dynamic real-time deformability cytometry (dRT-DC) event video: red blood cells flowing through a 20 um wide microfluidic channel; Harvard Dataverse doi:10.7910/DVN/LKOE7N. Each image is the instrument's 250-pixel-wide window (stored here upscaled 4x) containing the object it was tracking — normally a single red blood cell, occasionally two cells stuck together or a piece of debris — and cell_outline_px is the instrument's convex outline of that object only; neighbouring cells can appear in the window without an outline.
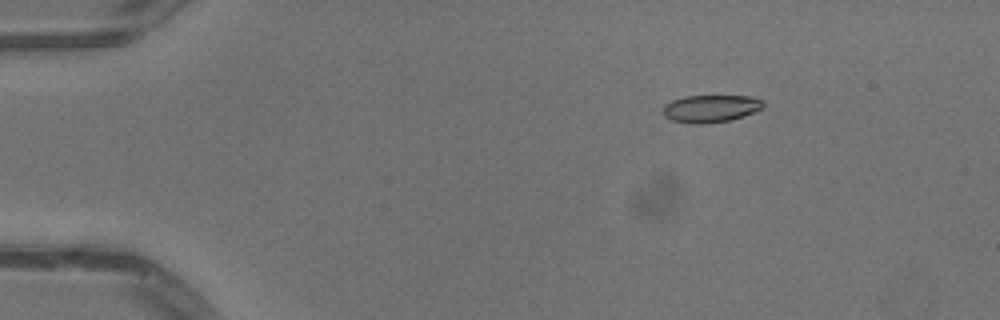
{"species": "common noctule bat (a hibernating species)", "species_latin": "Nyctalus noctula", "temperature_condition": "warm", "stored_images_in_passage": 44, "camera_frame_rate_fps": 3000, "um_per_image_px": 0.085, "animal": {"sex": "male", "body_mass_g": 13.3}, "frame": {"image": 1, "passage_image": 1, "time_ms": 0.0, "image_size_px": [1000, 320], "cell_outline_px": [[764, 108], [744, 116], [728, 120], [704, 124], [688, 124], [672, 120], [664, 116], [664, 104], [672, 100], [684, 96], [752, 96], [764, 100]], "centroid_in_image_um": [60.43, 9.22], "position_along_channel_um": 24.6, "area_um2": 16.18}}
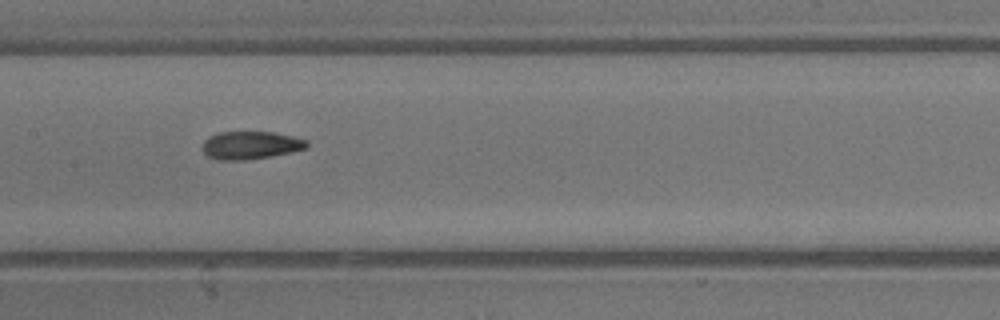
{"frame": {"image": 2, "passage_image": 19, "time_ms": 6.0, "image_size_px": [1000, 320], "cell_outline_px": [[308, 148], [292, 152], [272, 156], [244, 160], [220, 160], [208, 156], [204, 152], [204, 140], [208, 136], [220, 132], [272, 132], [292, 136], [308, 140]], "centroid_in_image_um": [21.34, 12.34], "position_along_channel_um": 186.1, "area_um2": 16.94}}
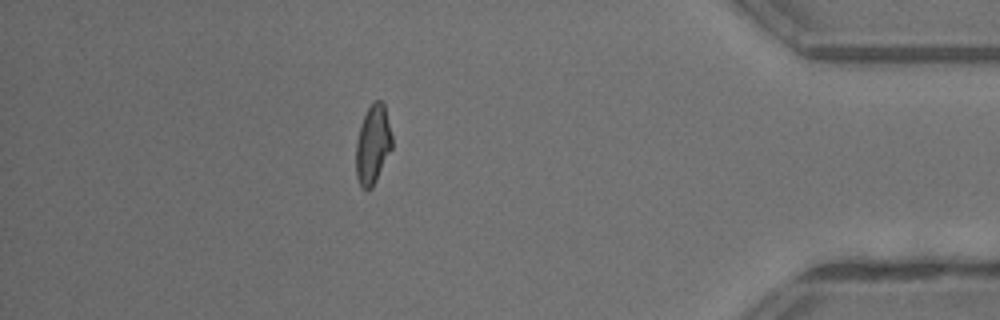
{"frame": {"image": 3, "passage_image": 38, "time_ms": 12.333, "image_size_px": [1000, 320], "cell_outline_px": [[392, 148], [372, 188], [368, 192], [360, 188], [356, 176], [356, 140], [360, 124], [368, 108], [376, 100], [380, 100], [384, 104], [392, 136]], "centroid_in_image_um": [31.67, 12.34], "position_along_channel_um": 403.5, "area_um2": 16.7}, "authors_computed_cell_mechanics": {"area_um2": 16.8198, "velocity_mm_per_s": 4.0927, "shape_relaxation_time_tau1_ms": null, "shape_relaxation_time_tau2_ms": 2.068, "deformation_change_tau1": null, "deformation_change_tau2": 0.0926}}